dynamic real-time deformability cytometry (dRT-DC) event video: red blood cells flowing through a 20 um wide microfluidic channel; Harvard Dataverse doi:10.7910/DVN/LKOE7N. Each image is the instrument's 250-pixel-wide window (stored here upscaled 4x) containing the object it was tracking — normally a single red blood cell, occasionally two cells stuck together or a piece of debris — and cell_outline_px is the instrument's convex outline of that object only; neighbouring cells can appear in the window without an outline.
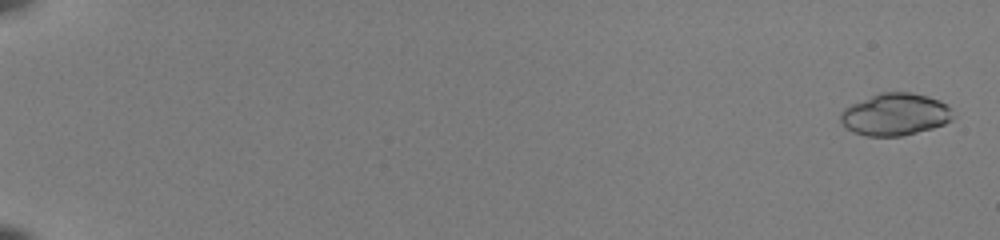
{"species": "common noctule bat (a hibernating species)", "species_latin": "Nyctalus noctula", "temperature_condition": "room temperature", "stored_images_in_passage": 54, "camera_frame_rate_fps": 3000, "um_per_image_px": 0.085, "animal": {"sex": "female", "body_mass_g": 22.0, "forearm_length_mm": 56.7}, "frame": {"image": 1, "passage_image": 2, "time_ms": 0.333, "image_size_px": [1000, 240], "cell_outline_px": [[956, 116], [952, 120], [944, 124], [932, 128], [900, 136], [868, 136], [852, 132], [840, 120], [840, 112], [844, 108], [852, 104], [880, 92], [912, 92], [928, 96], [940, 100], [948, 104], [952, 108]], "centroid_in_image_um": [76.14, 9.71], "position_along_channel_um": 8.9, "area_um2": 27.8}}
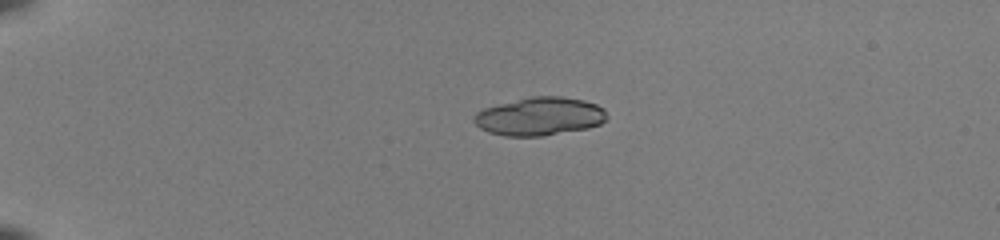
{"frame": {"image": 2, "passage_image": 15, "time_ms": 4.667, "image_size_px": [1000, 240], "cell_outline_px": [[608, 120], [600, 124], [588, 128], [540, 136], [504, 136], [488, 132], [480, 128], [472, 120], [472, 116], [476, 112], [484, 108], [532, 96], [560, 96], [584, 100], [596, 104], [604, 108], [608, 116]], "centroid_in_image_um": [45.88, 9.89], "position_along_channel_um": 39.1, "area_um2": 29.65}, "authors_computed_cell_mechanics": {"area_um2": 27.3972, "velocity_mm_per_s": 4.0186, "shape_relaxation_time_tau1_ms": 7.1342, "shape_relaxation_time_tau2_ms": null, "deformation_change_tau1": 0.2022, "deformation_change_tau2": null}}